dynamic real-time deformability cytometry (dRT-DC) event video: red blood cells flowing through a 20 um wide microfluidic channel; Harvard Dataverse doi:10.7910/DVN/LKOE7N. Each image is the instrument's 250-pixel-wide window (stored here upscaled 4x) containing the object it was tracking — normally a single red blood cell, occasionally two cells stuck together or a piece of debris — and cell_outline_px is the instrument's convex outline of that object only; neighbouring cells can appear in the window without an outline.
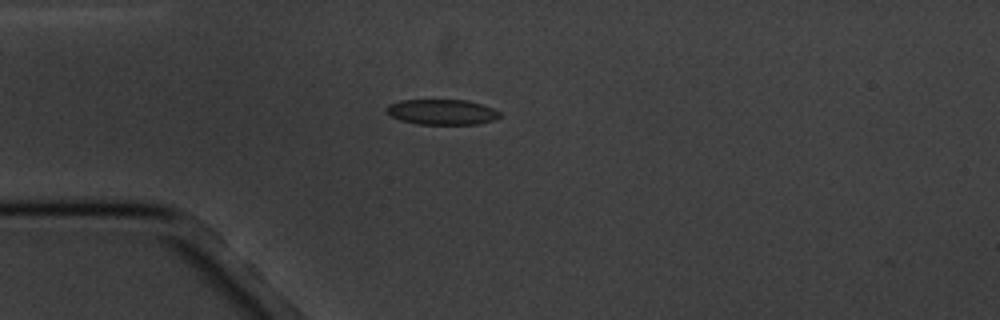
{"species": "common noctule bat (a hibernating species)", "species_latin": "Nyctalus noctula", "temperature_condition": "cold", "stored_images_in_passage": 2, "camera_frame_rate_fps": 3000, "um_per_image_px": 0.085, "animal": {"sex": "male", "body_mass_g": 20.1, "forearm_length_mm": 53.5}, "frame": {"image": 1, "passage_image": 2, "time_ms": 1.0, "image_size_px": [1000, 320], "cell_outline_px": [[500, 116], [492, 120], [476, 124], [416, 124], [400, 120], [384, 112], [384, 108], [388, 104], [400, 100], [468, 100], [492, 108], [500, 112]], "centroid_in_image_um": [37.49, 9.51], "position_along_channel_um": 47.5, "area_um2": 16.76}}